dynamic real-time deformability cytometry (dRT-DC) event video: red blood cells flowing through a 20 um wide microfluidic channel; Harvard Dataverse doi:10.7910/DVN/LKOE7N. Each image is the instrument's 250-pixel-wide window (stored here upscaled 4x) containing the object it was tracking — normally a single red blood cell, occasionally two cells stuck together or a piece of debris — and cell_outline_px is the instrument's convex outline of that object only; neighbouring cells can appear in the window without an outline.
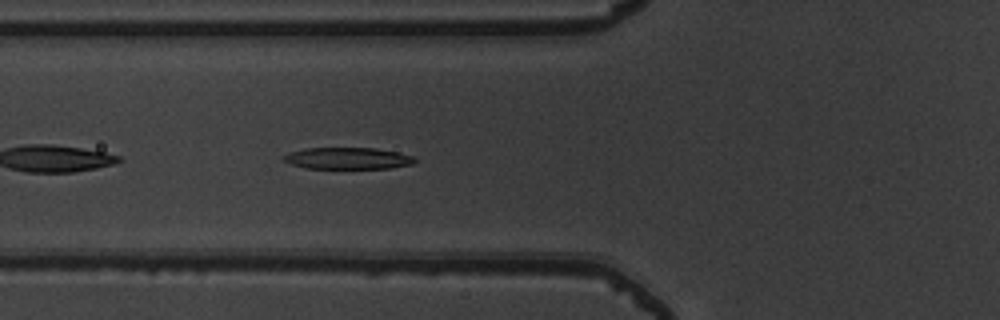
{"species": "common noctule bat (a hibernating species)", "species_latin": "Nyctalus noctula", "temperature_condition": "warm", "stored_images_in_passage": 37, "camera_frame_rate_fps": 3000, "um_per_image_px": 0.085, "animal": {"sex": "male", "body_mass_g": 19.5, "forearm_length_mm": 54.6}, "frame": {"image": 1, "passage_image": 4, "time_ms": 1.0, "image_size_px": [1000, 320], "cell_outline_px": [[416, 160], [412, 164], [392, 168], [304, 168], [292, 164], [284, 160], [284, 156], [292, 152], [304, 148], [376, 148], [400, 152], [416, 156]], "centroid_in_image_um": [29.64, 13.45], "position_along_channel_um": 96.2, "area_um2": 16.53}}
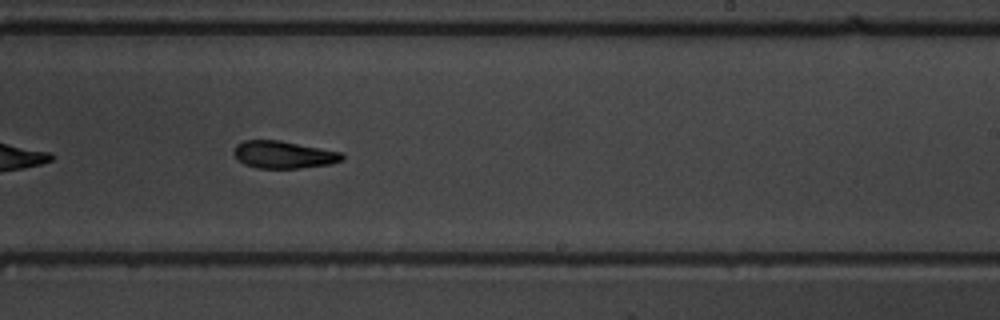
{"frame": {"image": 2, "passage_image": 17, "time_ms": 5.333, "image_size_px": [1000, 320], "cell_outline_px": [[344, 160], [332, 164], [300, 168], [256, 168], [244, 164], [232, 152], [236, 144], [244, 140], [280, 140], [340, 152], [344, 156]], "centroid_in_image_um": [24.1, 13.15], "position_along_channel_um": 264.9, "area_um2": 17.28}}
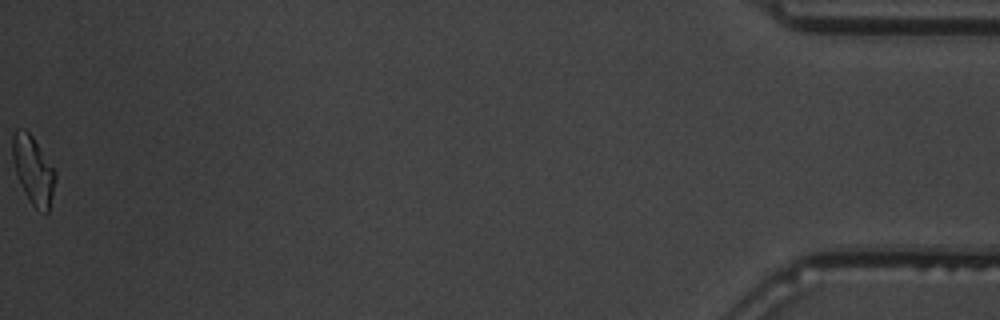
{"frame": {"image": 3, "passage_image": 37, "time_ms": 12.0, "image_size_px": [1000, 320], "cell_outline_px": [[56, 180], [48, 212], [44, 212], [36, 208], [32, 204], [24, 192], [20, 184], [12, 160], [12, 136], [16, 128], [24, 128], [32, 136], [56, 172]], "centroid_in_image_um": [2.81, 14.43], "position_along_channel_um": 432.4, "area_um2": 16.82}, "authors_computed_cell_mechanics": {"area_um2": 17.3978, "velocity_mm_per_s": 3.8937, "shape_relaxation_time_tau1_ms": 3.099, "shape_relaxation_time_tau2_ms": 9.8998, "deformation_change_tau1": 0.1743, "deformation_change_tau2": 0.2044}}